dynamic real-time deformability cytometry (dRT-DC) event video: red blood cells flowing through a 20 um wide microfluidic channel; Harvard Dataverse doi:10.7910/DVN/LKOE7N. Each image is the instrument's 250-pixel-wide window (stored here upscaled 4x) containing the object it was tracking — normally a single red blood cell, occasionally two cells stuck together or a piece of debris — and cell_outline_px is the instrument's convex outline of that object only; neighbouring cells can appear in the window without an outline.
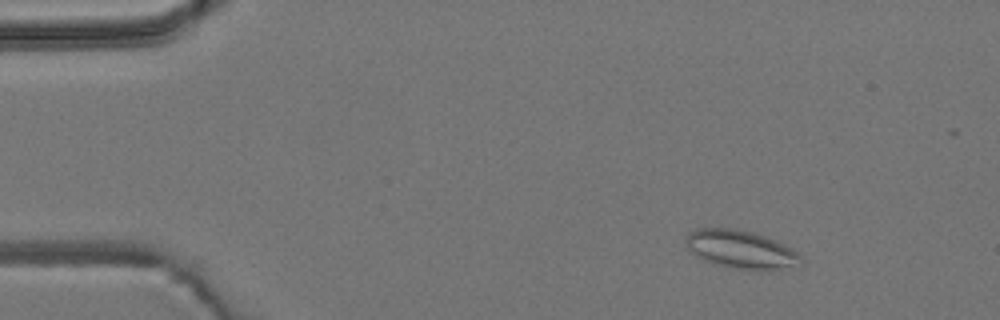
{"species": "common noctule bat (a hibernating species)", "species_latin": "Nyctalus noctula", "temperature_condition": "room temperature", "stored_images_in_passage": 5, "camera_frame_rate_fps": 3000, "um_per_image_px": 0.085, "animal": {"sex": "male", "body_mass_g": 19.2, "forearm_length_mm": 51.8}, "frame": {"image": 1, "passage_image": 2, "time_ms": 1.333, "image_size_px": [1000, 320], "cell_outline_px": [[804, 264], [760, 272], [732, 268], [716, 264], [704, 260], [696, 256], [688, 248], [684, 240], [684, 236], [688, 232], [696, 228], [736, 228], [752, 232], [776, 240], [792, 248], [804, 260]], "centroid_in_image_um": [62.97, 21.21], "position_along_channel_um": 22.0, "area_um2": 26.13}}